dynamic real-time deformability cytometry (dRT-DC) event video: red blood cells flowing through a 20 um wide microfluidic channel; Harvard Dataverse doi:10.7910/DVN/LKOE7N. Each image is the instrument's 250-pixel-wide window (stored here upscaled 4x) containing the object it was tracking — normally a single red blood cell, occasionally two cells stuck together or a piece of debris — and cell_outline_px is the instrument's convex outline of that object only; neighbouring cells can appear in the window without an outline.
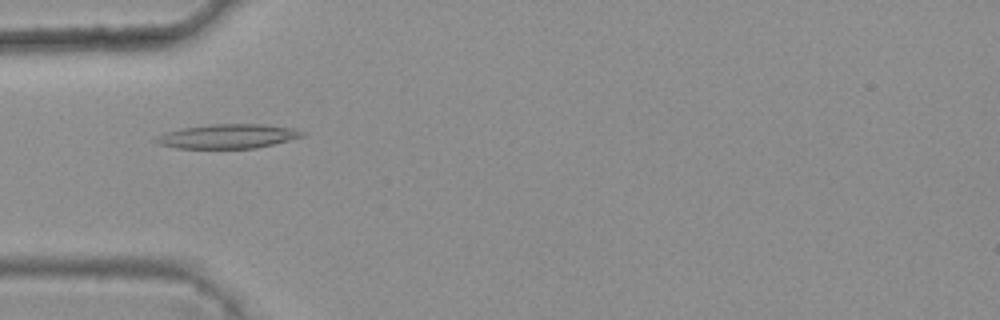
{"species": "common noctule bat (a hibernating species)", "species_latin": "Nyctalus noctula", "temperature_condition": "warm", "stored_images_in_passage": 43, "camera_frame_rate_fps": 3000, "um_per_image_px": 0.085, "animal": {"sex": "female", "body_mass_g": 25.1}, "frame": {"image": 1, "passage_image": 12, "time_ms": 3.667, "image_size_px": [1000, 320], "cell_outline_px": [[304, 136], [256, 148], [176, 148], [160, 144], [152, 140], [156, 136], [164, 132], [180, 128], [208, 124], [264, 124], [296, 128], [304, 132]], "centroid_in_image_um": [19.33, 11.57], "position_along_channel_um": 65.7, "area_um2": 20.81}}
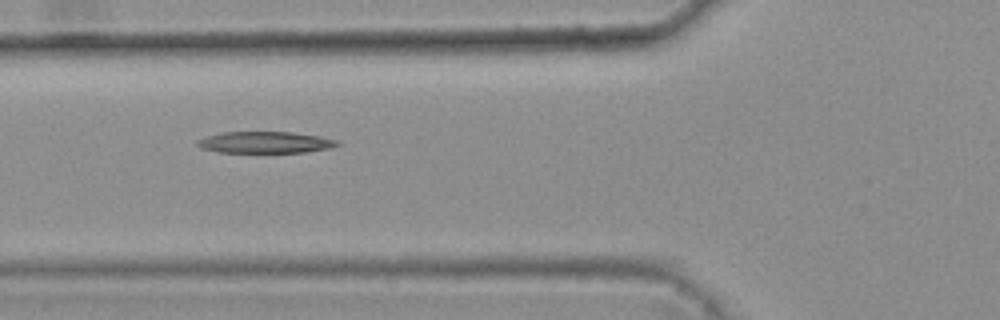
{"frame": {"image": 2, "passage_image": 15, "time_ms": 4.667, "image_size_px": [1000, 320], "cell_outline_px": [[340, 144], [332, 148], [304, 152], [216, 152], [204, 148], [196, 144], [196, 140], [208, 136], [224, 132], [292, 132], [320, 136], [340, 140]], "centroid_in_image_um": [22.6, 12.1], "position_along_channel_um": 103.2, "area_um2": 17.51}}
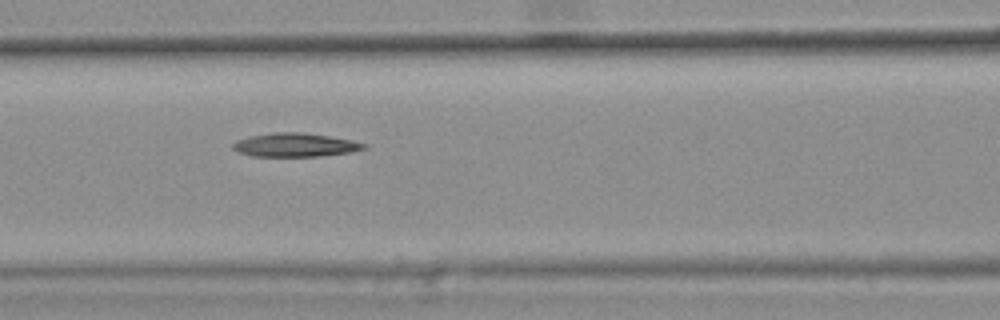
{"frame": {"image": 3, "passage_image": 18, "time_ms": 5.667, "image_size_px": [1000, 320], "cell_outline_px": [[368, 148], [352, 152], [320, 156], [252, 156], [240, 152], [232, 148], [232, 144], [236, 140], [248, 136], [276, 132], [300, 132], [328, 136], [352, 140], [368, 144]], "centroid_in_image_um": [25.11, 12.32], "position_along_channel_um": 141.5, "area_um2": 18.09}, "authors_computed_cell_mechanics": {"area_um2": 18.0914, "velocity_mm_per_s": 3.8006, "shape_relaxation_time_tau1_ms": null, "shape_relaxation_time_tau2_ms": 8.7138, "deformation_change_tau1": null, "deformation_change_tau2": 0.1984}}